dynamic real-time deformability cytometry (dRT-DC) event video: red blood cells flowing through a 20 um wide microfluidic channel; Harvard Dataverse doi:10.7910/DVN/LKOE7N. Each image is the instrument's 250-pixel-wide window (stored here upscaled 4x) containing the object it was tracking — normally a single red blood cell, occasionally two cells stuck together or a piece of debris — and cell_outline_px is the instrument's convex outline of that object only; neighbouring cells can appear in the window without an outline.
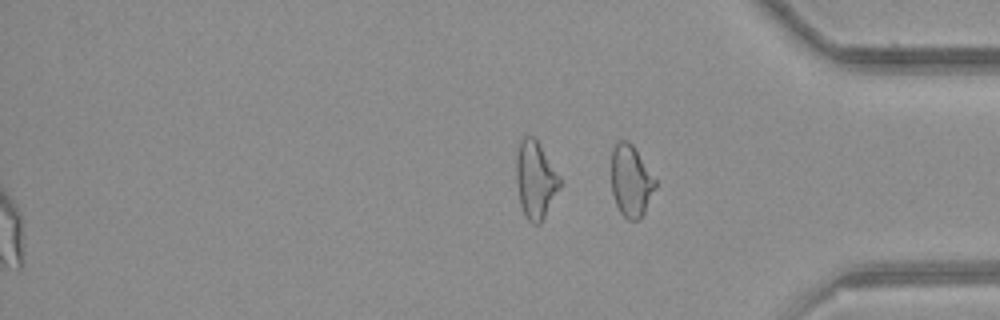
{"species": "common noctule bat (a hibernating species)", "species_latin": "Nyctalus noctula", "temperature_condition": "room temperature", "stored_images_in_passage": 54, "segment_of_instrument_passage": [2, 2], "camera_frame_rate_fps": 3000, "um_per_image_px": 0.085, "animal": {"sex": "female", "body_mass_g": 21.9}, "frame": {"image": 1, "passage_image": 54, "time_ms": 17.667, "image_size_px": [1000, 320], "cell_outline_px": [[656, 188], [644, 212], [636, 220], [628, 220], [620, 212], [616, 204], [612, 192], [612, 148], [616, 140], [628, 140], [632, 144], [656, 180]], "centroid_in_image_um": [53.62, 15.35], "position_along_channel_um": 381.6, "area_um2": 18.26}}